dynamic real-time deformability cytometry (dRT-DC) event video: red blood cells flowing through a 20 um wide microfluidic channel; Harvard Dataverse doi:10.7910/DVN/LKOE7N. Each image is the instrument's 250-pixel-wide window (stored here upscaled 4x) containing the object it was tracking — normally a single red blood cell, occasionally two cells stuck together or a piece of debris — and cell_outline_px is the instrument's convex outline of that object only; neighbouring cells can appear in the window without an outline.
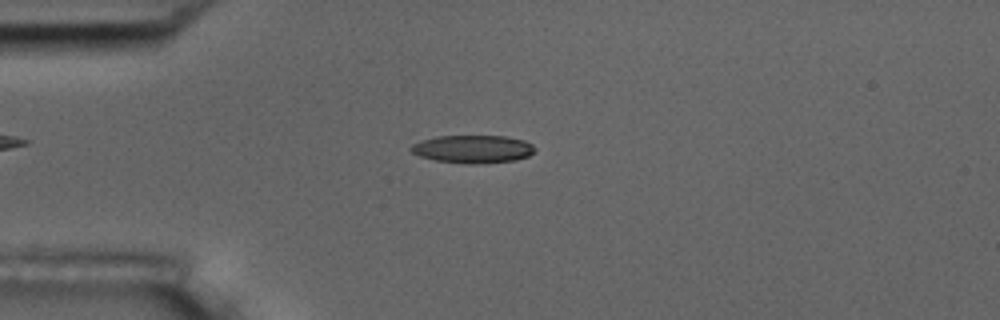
{"species": "common noctule bat (a hibernating species)", "species_latin": "Nyctalus noctula", "temperature_condition": "room temperature", "stored_images_in_passage": 4, "camera_frame_rate_fps": 3000, "um_per_image_px": 0.085, "animal": {"sex": "male", "body_mass_g": 17.5, "forearm_length_mm": 52.3}, "frame": {"image": 1, "passage_image": 3, "time_ms": 2.333, "image_size_px": [1000, 320], "cell_outline_px": [[536, 148], [528, 156], [516, 160], [472, 164], [468, 164], [436, 160], [420, 156], [412, 152], [408, 148], [412, 144], [420, 140], [436, 136], [504, 136], [524, 140], [532, 144]], "centroid_in_image_um": [40.17, 12.66], "position_along_channel_um": 44.8, "area_um2": 20.11}}